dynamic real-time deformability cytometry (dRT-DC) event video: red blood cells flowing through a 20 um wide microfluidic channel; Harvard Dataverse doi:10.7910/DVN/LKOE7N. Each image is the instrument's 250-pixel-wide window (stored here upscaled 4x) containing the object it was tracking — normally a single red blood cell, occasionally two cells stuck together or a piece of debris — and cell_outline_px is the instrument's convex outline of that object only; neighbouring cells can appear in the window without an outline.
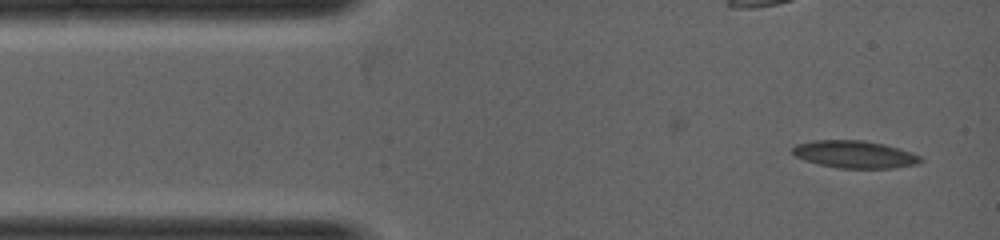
{"species": "common noctule bat (a hibernating species)", "species_latin": "Nyctalus noctula", "temperature_condition": "warm", "stored_images_in_passage": 37, "segment_of_instrument_passage": [1, 2], "camera_frame_rate_fps": 5000, "um_per_image_px": 0.085, "animal": {"sex": "female", "body_mass_g": 19.0, "forearm_length_mm": 53.3}, "frame": {"image": 1, "passage_image": 1, "time_ms": 0.0, "image_size_px": [1000, 240], "cell_outline_px": [[924, 160], [920, 164], [892, 168], [840, 168], [820, 164], [804, 160], [796, 156], [792, 152], [792, 148], [796, 144], [812, 140], [864, 140], [884, 144], [912, 152], [920, 156]], "centroid_in_image_um": [72.68, 13.12], "position_along_channel_um": 12.3, "area_um2": 20.52}}
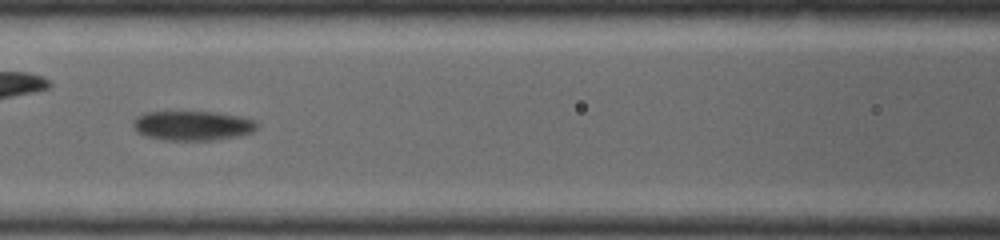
{"frame": {"image": 2, "passage_image": 13, "time_ms": 2.4, "image_size_px": [1000, 240], "cell_outline_px": [[260, 128], [252, 132], [240, 136], [212, 140], [164, 140], [148, 136], [136, 132], [132, 128], [132, 120], [136, 116], [144, 112], [216, 112], [244, 116], [256, 120], [260, 124]], "centroid_in_image_um": [16.41, 10.67], "position_along_channel_um": 150.2, "area_um2": 21.85}}
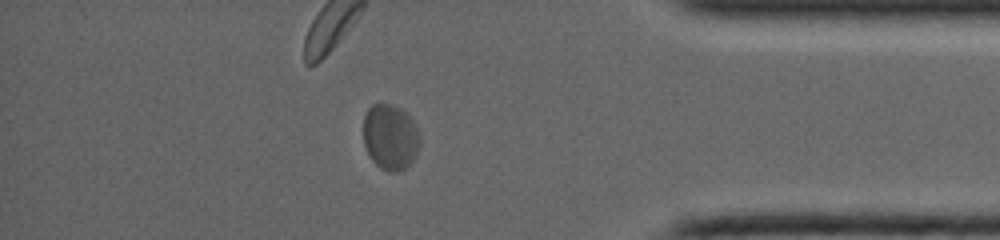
{"frame": {"image": 3, "passage_image": 29, "time_ms": 5.6, "image_size_px": [1000, 240], "cell_outline_px": [[420, 144], [416, 156], [404, 168], [396, 172], [392, 172], [380, 168], [372, 160], [364, 144], [364, 116], [368, 108], [372, 104], [388, 104], [400, 108], [408, 112], [416, 124], [420, 136]], "centroid_in_image_um": [33.2, 11.62], "position_along_channel_um": 402.0, "area_um2": 21.73}}